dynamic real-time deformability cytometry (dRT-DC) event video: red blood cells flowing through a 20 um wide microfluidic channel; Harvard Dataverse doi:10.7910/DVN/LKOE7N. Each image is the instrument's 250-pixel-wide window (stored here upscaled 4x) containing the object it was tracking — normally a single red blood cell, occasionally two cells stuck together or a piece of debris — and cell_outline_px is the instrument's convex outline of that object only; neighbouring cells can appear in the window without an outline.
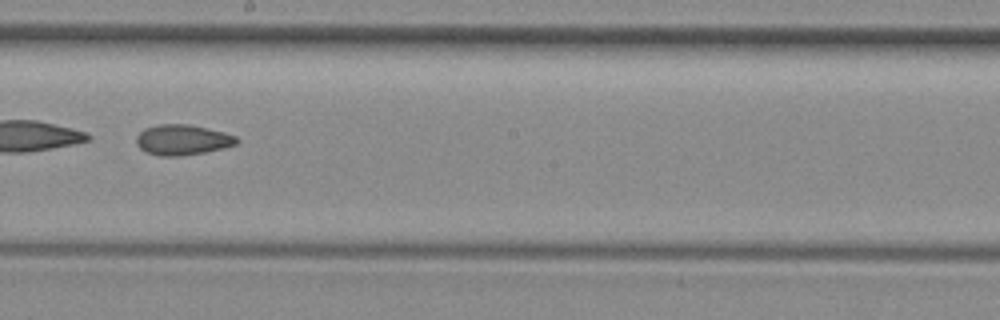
{"species": "common noctule bat (a hibernating species)", "species_latin": "Nyctalus noctula", "temperature_condition": "room temperature", "stored_images_in_passage": 30, "camera_frame_rate_fps": 3000, "um_per_image_px": 0.085, "animal": {"sex": "female", "body_mass_g": 29.2, "forearm_length_mm": 56.3}, "frame": {"image": 1, "passage_image": 13, "time_ms": 4.0, "image_size_px": [1000, 320], "cell_outline_px": [[240, 140], [236, 144], [224, 148], [204, 152], [180, 156], [160, 156], [148, 152], [140, 148], [136, 144], [136, 136], [144, 128], [156, 124], [188, 124], [224, 132], [236, 136]], "centroid_in_image_um": [15.5, 11.88], "position_along_channel_um": 232.7, "area_um2": 17.8}}